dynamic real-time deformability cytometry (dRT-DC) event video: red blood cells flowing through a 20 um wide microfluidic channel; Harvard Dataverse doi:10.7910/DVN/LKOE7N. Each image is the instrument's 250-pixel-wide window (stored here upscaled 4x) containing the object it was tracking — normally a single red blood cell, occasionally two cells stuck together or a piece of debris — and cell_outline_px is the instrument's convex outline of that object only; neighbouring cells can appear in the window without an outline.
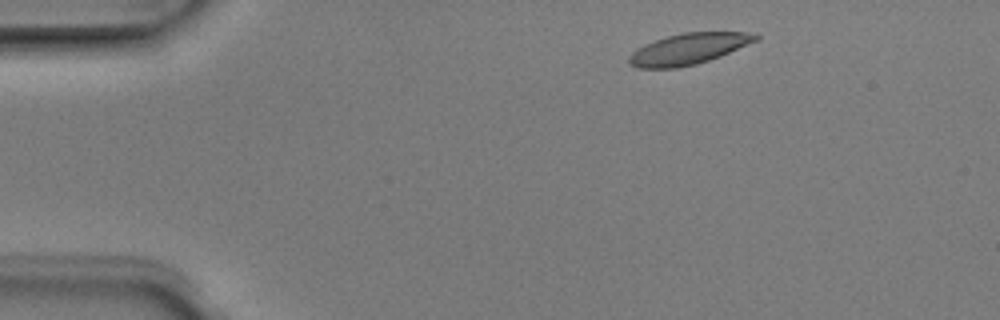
{"species": "Egyptian fruit bat (a non-hibernating species)", "species_latin": "Rousettus aegyptiacus", "temperature_condition": "room temperature", "stored_images_in_passage": 4, "camera_frame_rate_fps": 3000, "um_per_image_px": 0.085, "animal": {"sex": "male"}, "frame": {"image": 1, "passage_image": 2, "time_ms": 0.333, "image_size_px": [1000, 320], "cell_outline_px": [[760, 40], [720, 56], [696, 64], [676, 68], [636, 68], [628, 64], [628, 56], [636, 48], [644, 44], [668, 36], [684, 32], [756, 32], [760, 36]], "centroid_in_image_um": [58.54, 4.15], "position_along_channel_um": 26.5, "area_um2": 23.12}}